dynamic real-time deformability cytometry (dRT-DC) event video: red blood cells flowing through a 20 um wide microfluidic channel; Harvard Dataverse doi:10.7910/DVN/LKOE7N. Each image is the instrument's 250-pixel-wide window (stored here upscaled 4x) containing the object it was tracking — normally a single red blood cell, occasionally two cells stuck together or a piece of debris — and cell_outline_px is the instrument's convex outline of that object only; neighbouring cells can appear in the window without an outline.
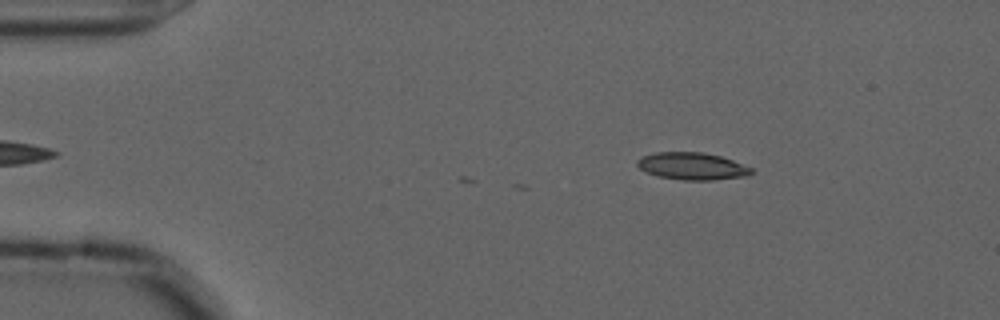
{"species": "common noctule bat (a hibernating species)", "species_latin": "Nyctalus noctula", "temperature_condition": "cold", "stored_images_in_passage": 7, "camera_frame_rate_fps": 3000, "um_per_image_px": 0.085, "animal": {"sex": "male", "forearm_length_mm": 52.5}, "frame": {"image": 1, "passage_image": 3, "time_ms": 0.667, "image_size_px": [1000, 320], "cell_outline_px": [[752, 172], [748, 176], [712, 180], [684, 180], [656, 176], [640, 168], [636, 164], [636, 160], [640, 156], [656, 152], [704, 152], [720, 156], [732, 160], [752, 168]], "centroid_in_image_um": [58.81, 14.12], "position_along_channel_um": 26.2, "area_um2": 18.15}}